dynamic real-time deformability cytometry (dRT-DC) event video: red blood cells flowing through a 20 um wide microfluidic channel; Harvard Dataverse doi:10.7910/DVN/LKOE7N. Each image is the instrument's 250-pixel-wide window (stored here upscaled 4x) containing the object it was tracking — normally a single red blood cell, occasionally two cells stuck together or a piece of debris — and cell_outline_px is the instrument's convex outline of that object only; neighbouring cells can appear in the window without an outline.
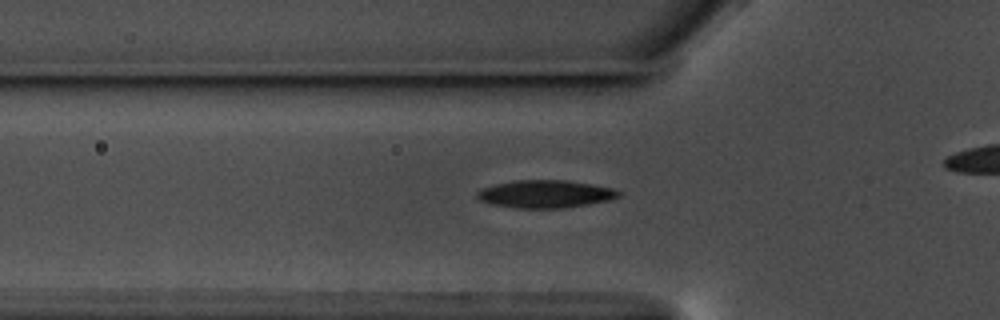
{"species": "common noctule bat (a hibernating species)", "species_latin": "Nyctalus noctula", "temperature_condition": "warm", "stored_images_in_passage": 31, "camera_frame_rate_fps": 3000, "um_per_image_px": 0.085, "animal": {"sex": "male", "body_mass_g": 17.5, "forearm_length_mm": 52.3}, "frame": {"image": 1, "passage_image": 3, "time_ms": 0.667, "image_size_px": [1000, 320], "cell_outline_px": [[620, 196], [608, 200], [588, 204], [564, 208], [516, 208], [492, 204], [480, 200], [476, 196], [476, 192], [484, 188], [496, 184], [516, 180], [564, 180], [592, 184], [612, 188], [620, 192]], "centroid_in_image_um": [46.35, 16.49], "position_along_channel_um": 79.5, "area_um2": 22.66}}
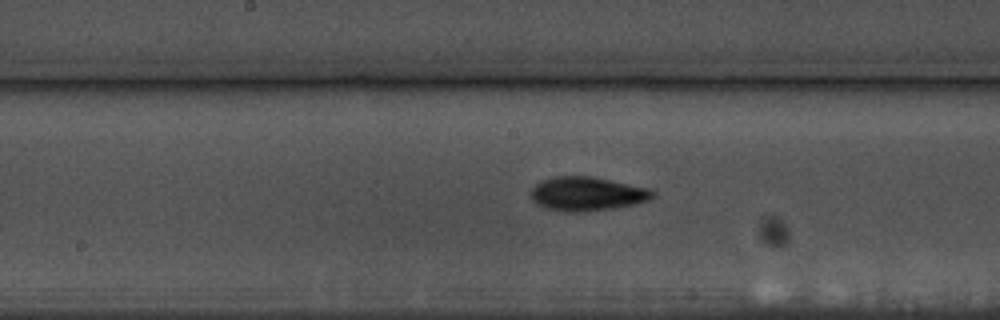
{"frame": {"image": 2, "passage_image": 13, "time_ms": 4.0, "image_size_px": [1000, 320], "cell_outline_px": [[656, 196], [648, 200], [636, 204], [612, 208], [580, 212], [564, 212], [544, 208], [536, 204], [532, 200], [532, 188], [536, 184], [544, 180], [556, 176], [592, 176], [648, 188], [656, 192]], "centroid_in_image_um": [49.91, 16.48], "position_along_channel_um": 198.3, "area_um2": 24.1}}
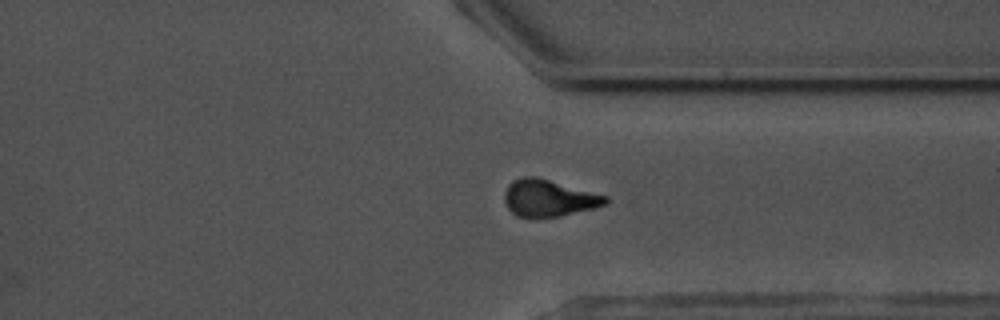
{"frame": {"image": 3, "passage_image": 27, "time_ms": 8.667, "image_size_px": [1000, 320], "cell_outline_px": [[612, 200], [608, 204], [560, 216], [516, 216], [508, 208], [504, 200], [504, 192], [508, 184], [512, 180], [524, 176], [536, 176], [608, 196]], "centroid_in_image_um": [46.65, 16.81], "position_along_channel_um": 364.7, "area_um2": 21.62}}